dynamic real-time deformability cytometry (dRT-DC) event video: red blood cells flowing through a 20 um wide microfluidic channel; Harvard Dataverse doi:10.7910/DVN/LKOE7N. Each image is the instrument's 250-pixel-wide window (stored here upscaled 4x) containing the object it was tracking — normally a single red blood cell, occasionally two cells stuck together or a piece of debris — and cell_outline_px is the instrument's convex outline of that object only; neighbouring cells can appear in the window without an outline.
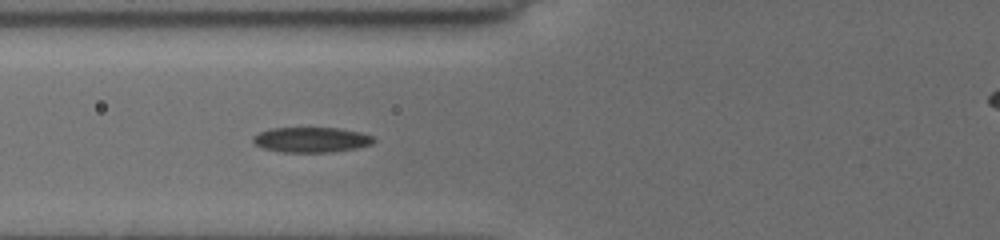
{"species": "common noctule bat (a hibernating species)", "species_latin": "Nyctalus noctula", "temperature_condition": "cold", "stored_images_in_passage": 6, "camera_frame_rate_fps": 3000, "um_per_image_px": 0.085, "animal": {"sex": "female", "body_mass_g": 19.5, "forearm_length_mm": 54.1}, "frame": {"image": 1, "passage_image": 6, "time_ms": 4.0, "image_size_px": [1000, 240], "cell_outline_px": [[376, 140], [372, 144], [356, 148], [332, 152], [284, 152], [264, 148], [252, 144], [252, 136], [260, 132], [272, 128], [340, 128], [360, 132], [372, 136]], "centroid_in_image_um": [26.45, 11.88], "position_along_channel_um": 99.3, "area_um2": 17.74}}